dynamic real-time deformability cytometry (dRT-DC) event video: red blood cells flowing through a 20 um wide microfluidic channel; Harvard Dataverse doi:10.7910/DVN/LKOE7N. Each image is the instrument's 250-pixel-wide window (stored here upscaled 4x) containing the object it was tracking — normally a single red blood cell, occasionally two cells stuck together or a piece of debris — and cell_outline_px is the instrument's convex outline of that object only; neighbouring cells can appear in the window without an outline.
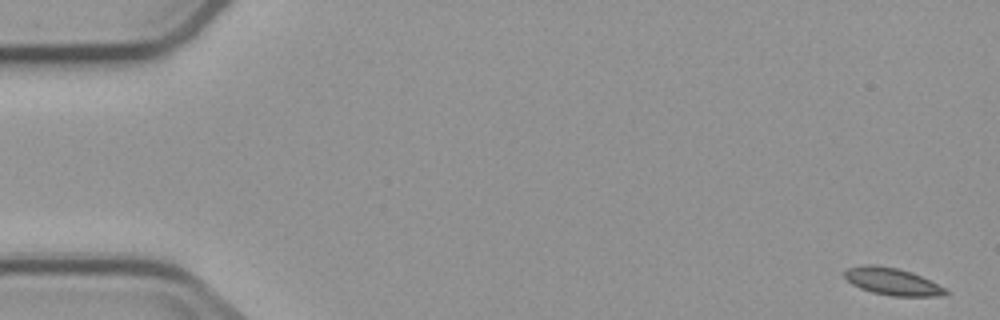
{"species": "common noctule bat (a hibernating species)", "species_latin": "Nyctalus noctula", "temperature_condition": "cold", "stored_images_in_passage": 5, "camera_frame_rate_fps": 3000, "um_per_image_px": 0.085, "animal": {"sex": "male", "body_mass_g": 23.1, "forearm_length_mm": 52.7}, "frame": {"image": 1, "passage_image": 1, "time_ms": 0.0, "image_size_px": [1000, 320], "cell_outline_px": [[952, 292], [940, 296], [892, 296], [872, 292], [860, 288], [852, 284], [844, 276], [844, 272], [848, 268], [864, 264], [876, 264], [896, 268], [912, 272]], "centroid_in_image_um": [75.83, 23.92], "position_along_channel_um": 9.2, "area_um2": 15.9}}
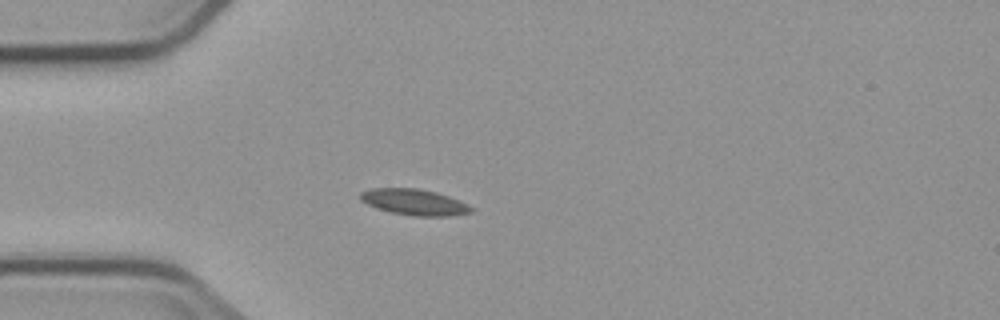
{"frame": {"image": 2, "passage_image": 5, "time_ms": 4.667, "image_size_px": [1000, 320], "cell_outline_px": [[472, 212], [452, 216], [412, 216], [388, 212], [376, 208], [360, 200], [360, 192], [372, 188], [416, 188], [436, 192], [460, 200], [468, 204], [472, 208]], "centroid_in_image_um": [35.21, 17.18], "position_along_channel_um": 49.8, "area_um2": 16.94}}